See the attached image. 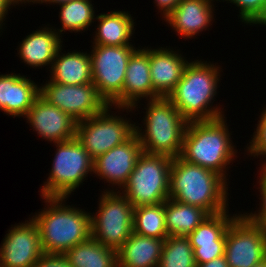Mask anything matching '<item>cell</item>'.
I'll return each instance as SVG.
<instances>
[{"label":"cell","instance_id":"6da1fadb","mask_svg":"<svg viewBox=\"0 0 266 267\" xmlns=\"http://www.w3.org/2000/svg\"><path fill=\"white\" fill-rule=\"evenodd\" d=\"M209 63L199 59L189 61L181 80L167 97L187 122L211 121L225 115L224 108L213 106L221 68Z\"/></svg>","mask_w":266,"mask_h":267},{"label":"cell","instance_id":"7a4b0ae2","mask_svg":"<svg viewBox=\"0 0 266 267\" xmlns=\"http://www.w3.org/2000/svg\"><path fill=\"white\" fill-rule=\"evenodd\" d=\"M228 184L219 174L183 160L173 158L170 170L169 198L206 210L210 215L228 208Z\"/></svg>","mask_w":266,"mask_h":267},{"label":"cell","instance_id":"3957f363","mask_svg":"<svg viewBox=\"0 0 266 267\" xmlns=\"http://www.w3.org/2000/svg\"><path fill=\"white\" fill-rule=\"evenodd\" d=\"M41 198L47 206L34 213L32 219L40 233L43 253L64 254L91 237V213L66 205L68 198Z\"/></svg>","mask_w":266,"mask_h":267},{"label":"cell","instance_id":"277c9868","mask_svg":"<svg viewBox=\"0 0 266 267\" xmlns=\"http://www.w3.org/2000/svg\"><path fill=\"white\" fill-rule=\"evenodd\" d=\"M225 118L188 122L180 157L186 162L214 171L227 181L228 165L237 157V151L231 143V133Z\"/></svg>","mask_w":266,"mask_h":267},{"label":"cell","instance_id":"5b68a950","mask_svg":"<svg viewBox=\"0 0 266 267\" xmlns=\"http://www.w3.org/2000/svg\"><path fill=\"white\" fill-rule=\"evenodd\" d=\"M142 126H135L143 152L176 158L181 155L188 122L167 97L147 101ZM143 131V132H142Z\"/></svg>","mask_w":266,"mask_h":267},{"label":"cell","instance_id":"8992f818","mask_svg":"<svg viewBox=\"0 0 266 267\" xmlns=\"http://www.w3.org/2000/svg\"><path fill=\"white\" fill-rule=\"evenodd\" d=\"M54 145L57 149L52 168L40 196L68 198L86 180L87 174H93V159L76 137Z\"/></svg>","mask_w":266,"mask_h":267},{"label":"cell","instance_id":"52a82bcc","mask_svg":"<svg viewBox=\"0 0 266 267\" xmlns=\"http://www.w3.org/2000/svg\"><path fill=\"white\" fill-rule=\"evenodd\" d=\"M172 159L142 152L127 183L119 191L134 207L165 202L169 198Z\"/></svg>","mask_w":266,"mask_h":267},{"label":"cell","instance_id":"ba28073f","mask_svg":"<svg viewBox=\"0 0 266 267\" xmlns=\"http://www.w3.org/2000/svg\"><path fill=\"white\" fill-rule=\"evenodd\" d=\"M105 189L98 210L91 213V237L100 244L118 250L133 232L134 206L121 193Z\"/></svg>","mask_w":266,"mask_h":267},{"label":"cell","instance_id":"9c48e42d","mask_svg":"<svg viewBox=\"0 0 266 267\" xmlns=\"http://www.w3.org/2000/svg\"><path fill=\"white\" fill-rule=\"evenodd\" d=\"M92 48V84L108 105L123 107V87L128 61L138 48L133 45H92Z\"/></svg>","mask_w":266,"mask_h":267},{"label":"cell","instance_id":"30bf717a","mask_svg":"<svg viewBox=\"0 0 266 267\" xmlns=\"http://www.w3.org/2000/svg\"><path fill=\"white\" fill-rule=\"evenodd\" d=\"M111 108L108 105L101 113L77 122L76 138L93 160L135 134L136 123L115 113L111 115Z\"/></svg>","mask_w":266,"mask_h":267},{"label":"cell","instance_id":"8fae6325","mask_svg":"<svg viewBox=\"0 0 266 267\" xmlns=\"http://www.w3.org/2000/svg\"><path fill=\"white\" fill-rule=\"evenodd\" d=\"M224 255L229 267H253L262 262L266 259V227L238 213L226 230Z\"/></svg>","mask_w":266,"mask_h":267},{"label":"cell","instance_id":"7c38bea8","mask_svg":"<svg viewBox=\"0 0 266 267\" xmlns=\"http://www.w3.org/2000/svg\"><path fill=\"white\" fill-rule=\"evenodd\" d=\"M44 84L40 95L77 122L101 113L108 106L92 83L66 85L49 80Z\"/></svg>","mask_w":266,"mask_h":267},{"label":"cell","instance_id":"4fadbf2b","mask_svg":"<svg viewBox=\"0 0 266 267\" xmlns=\"http://www.w3.org/2000/svg\"><path fill=\"white\" fill-rule=\"evenodd\" d=\"M12 226L0 247L1 267H32L44 254L36 222L29 218Z\"/></svg>","mask_w":266,"mask_h":267},{"label":"cell","instance_id":"5bb4252c","mask_svg":"<svg viewBox=\"0 0 266 267\" xmlns=\"http://www.w3.org/2000/svg\"><path fill=\"white\" fill-rule=\"evenodd\" d=\"M142 152L141 142L134 134L123 144L96 157L93 160V174L100 180L105 179L108 186L111 184L112 187L122 189Z\"/></svg>","mask_w":266,"mask_h":267},{"label":"cell","instance_id":"9a60e30c","mask_svg":"<svg viewBox=\"0 0 266 267\" xmlns=\"http://www.w3.org/2000/svg\"><path fill=\"white\" fill-rule=\"evenodd\" d=\"M41 139L61 143L76 137L75 121L70 115L47 102L41 95L24 116Z\"/></svg>","mask_w":266,"mask_h":267},{"label":"cell","instance_id":"2e32d148","mask_svg":"<svg viewBox=\"0 0 266 267\" xmlns=\"http://www.w3.org/2000/svg\"><path fill=\"white\" fill-rule=\"evenodd\" d=\"M151 82L149 49H137L128 61L123 87V107L113 109L132 112L143 98L147 100L159 98ZM140 99V100H139ZM138 101V102H137Z\"/></svg>","mask_w":266,"mask_h":267},{"label":"cell","instance_id":"e0dca14e","mask_svg":"<svg viewBox=\"0 0 266 267\" xmlns=\"http://www.w3.org/2000/svg\"><path fill=\"white\" fill-rule=\"evenodd\" d=\"M27 76L0 75V110L6 115L24 117L40 95V86Z\"/></svg>","mask_w":266,"mask_h":267},{"label":"cell","instance_id":"ac0fdd59","mask_svg":"<svg viewBox=\"0 0 266 267\" xmlns=\"http://www.w3.org/2000/svg\"><path fill=\"white\" fill-rule=\"evenodd\" d=\"M212 1L181 0L164 20L182 38H194L203 30L206 31L213 23L214 3Z\"/></svg>","mask_w":266,"mask_h":267},{"label":"cell","instance_id":"d6986e66","mask_svg":"<svg viewBox=\"0 0 266 267\" xmlns=\"http://www.w3.org/2000/svg\"><path fill=\"white\" fill-rule=\"evenodd\" d=\"M178 51L170 48H149L151 82L160 97H168L181 80L188 60Z\"/></svg>","mask_w":266,"mask_h":267},{"label":"cell","instance_id":"ffe728a7","mask_svg":"<svg viewBox=\"0 0 266 267\" xmlns=\"http://www.w3.org/2000/svg\"><path fill=\"white\" fill-rule=\"evenodd\" d=\"M48 26V27H47ZM32 31L19 43L18 55L30 67L52 66L57 51L63 45L58 32L47 25Z\"/></svg>","mask_w":266,"mask_h":267},{"label":"cell","instance_id":"44dd1931","mask_svg":"<svg viewBox=\"0 0 266 267\" xmlns=\"http://www.w3.org/2000/svg\"><path fill=\"white\" fill-rule=\"evenodd\" d=\"M164 240L132 232L117 250L118 267H158Z\"/></svg>","mask_w":266,"mask_h":267},{"label":"cell","instance_id":"7402d4cb","mask_svg":"<svg viewBox=\"0 0 266 267\" xmlns=\"http://www.w3.org/2000/svg\"><path fill=\"white\" fill-rule=\"evenodd\" d=\"M62 46L57 51L50 71V81L66 85L92 83L90 53L76 50L62 53Z\"/></svg>","mask_w":266,"mask_h":267},{"label":"cell","instance_id":"603a6c76","mask_svg":"<svg viewBox=\"0 0 266 267\" xmlns=\"http://www.w3.org/2000/svg\"><path fill=\"white\" fill-rule=\"evenodd\" d=\"M98 21L93 45L125 46L133 45L131 36L134 34L135 22L131 14L126 11H111L97 15Z\"/></svg>","mask_w":266,"mask_h":267},{"label":"cell","instance_id":"cb8c5ba5","mask_svg":"<svg viewBox=\"0 0 266 267\" xmlns=\"http://www.w3.org/2000/svg\"><path fill=\"white\" fill-rule=\"evenodd\" d=\"M209 215L206 210L197 206L170 198L165 201V225L168 236H188Z\"/></svg>","mask_w":266,"mask_h":267},{"label":"cell","instance_id":"d4e9b609","mask_svg":"<svg viewBox=\"0 0 266 267\" xmlns=\"http://www.w3.org/2000/svg\"><path fill=\"white\" fill-rule=\"evenodd\" d=\"M63 255L72 267H118L117 250L100 244L93 237Z\"/></svg>","mask_w":266,"mask_h":267},{"label":"cell","instance_id":"484cf974","mask_svg":"<svg viewBox=\"0 0 266 267\" xmlns=\"http://www.w3.org/2000/svg\"><path fill=\"white\" fill-rule=\"evenodd\" d=\"M133 232L141 236L166 239L165 202L135 207Z\"/></svg>","mask_w":266,"mask_h":267},{"label":"cell","instance_id":"4316f807","mask_svg":"<svg viewBox=\"0 0 266 267\" xmlns=\"http://www.w3.org/2000/svg\"><path fill=\"white\" fill-rule=\"evenodd\" d=\"M59 17L61 20V29H55L60 36L62 32L70 31L82 32L86 31L92 25L96 17L95 9L91 0H72L59 4Z\"/></svg>","mask_w":266,"mask_h":267},{"label":"cell","instance_id":"83f0119b","mask_svg":"<svg viewBox=\"0 0 266 267\" xmlns=\"http://www.w3.org/2000/svg\"><path fill=\"white\" fill-rule=\"evenodd\" d=\"M228 210L209 215L187 237L190 244H207L214 241H226V230L237 213L232 216Z\"/></svg>","mask_w":266,"mask_h":267},{"label":"cell","instance_id":"f1b7e54d","mask_svg":"<svg viewBox=\"0 0 266 267\" xmlns=\"http://www.w3.org/2000/svg\"><path fill=\"white\" fill-rule=\"evenodd\" d=\"M158 267H196L194 251L187 236H168L164 240Z\"/></svg>","mask_w":266,"mask_h":267},{"label":"cell","instance_id":"f546056e","mask_svg":"<svg viewBox=\"0 0 266 267\" xmlns=\"http://www.w3.org/2000/svg\"><path fill=\"white\" fill-rule=\"evenodd\" d=\"M263 111L259 116L256 131L253 133L252 140L249 142V146H246L247 153L256 158L264 157L266 160V107H263ZM264 160L260 167H266V161Z\"/></svg>","mask_w":266,"mask_h":267},{"label":"cell","instance_id":"4dcf8cb0","mask_svg":"<svg viewBox=\"0 0 266 267\" xmlns=\"http://www.w3.org/2000/svg\"><path fill=\"white\" fill-rule=\"evenodd\" d=\"M196 264H202L214 258L224 256L225 241H214L207 244H191Z\"/></svg>","mask_w":266,"mask_h":267},{"label":"cell","instance_id":"1f68e13d","mask_svg":"<svg viewBox=\"0 0 266 267\" xmlns=\"http://www.w3.org/2000/svg\"><path fill=\"white\" fill-rule=\"evenodd\" d=\"M259 170H261L259 172V181L257 183H259V192L261 195L260 197V208L259 210L255 213H253L252 211L249 213H245L244 215L252 222V223H256V224H260L264 227H266V167H261Z\"/></svg>","mask_w":266,"mask_h":267},{"label":"cell","instance_id":"d6a6232c","mask_svg":"<svg viewBox=\"0 0 266 267\" xmlns=\"http://www.w3.org/2000/svg\"><path fill=\"white\" fill-rule=\"evenodd\" d=\"M239 8V16L244 24H249L261 11L266 0H222Z\"/></svg>","mask_w":266,"mask_h":267},{"label":"cell","instance_id":"836d02e7","mask_svg":"<svg viewBox=\"0 0 266 267\" xmlns=\"http://www.w3.org/2000/svg\"><path fill=\"white\" fill-rule=\"evenodd\" d=\"M32 267H72L63 254L44 253Z\"/></svg>","mask_w":266,"mask_h":267},{"label":"cell","instance_id":"e575fe53","mask_svg":"<svg viewBox=\"0 0 266 267\" xmlns=\"http://www.w3.org/2000/svg\"><path fill=\"white\" fill-rule=\"evenodd\" d=\"M162 17L165 19L178 5L181 0H154Z\"/></svg>","mask_w":266,"mask_h":267},{"label":"cell","instance_id":"d590c367","mask_svg":"<svg viewBox=\"0 0 266 267\" xmlns=\"http://www.w3.org/2000/svg\"><path fill=\"white\" fill-rule=\"evenodd\" d=\"M13 6L15 5L11 2V0H0V29L1 30H2V26L5 24L3 22L6 19V15H8V11H10V8H12Z\"/></svg>","mask_w":266,"mask_h":267},{"label":"cell","instance_id":"8d00e7d4","mask_svg":"<svg viewBox=\"0 0 266 267\" xmlns=\"http://www.w3.org/2000/svg\"><path fill=\"white\" fill-rule=\"evenodd\" d=\"M196 267H229V266L226 257L224 255L221 257L214 258L213 260L202 264H196Z\"/></svg>","mask_w":266,"mask_h":267},{"label":"cell","instance_id":"74e56055","mask_svg":"<svg viewBox=\"0 0 266 267\" xmlns=\"http://www.w3.org/2000/svg\"><path fill=\"white\" fill-rule=\"evenodd\" d=\"M252 23V24H251ZM253 26V24H259L266 26V1L261 9V11L256 15V17L249 23Z\"/></svg>","mask_w":266,"mask_h":267},{"label":"cell","instance_id":"f35d334b","mask_svg":"<svg viewBox=\"0 0 266 267\" xmlns=\"http://www.w3.org/2000/svg\"><path fill=\"white\" fill-rule=\"evenodd\" d=\"M69 1H72V0H38L37 3L39 4H56V5H59V4H62V3H65V2H69Z\"/></svg>","mask_w":266,"mask_h":267},{"label":"cell","instance_id":"ab89813d","mask_svg":"<svg viewBox=\"0 0 266 267\" xmlns=\"http://www.w3.org/2000/svg\"><path fill=\"white\" fill-rule=\"evenodd\" d=\"M37 1L38 0H11V2L16 6V5H18L19 6V4H25V3H33V4H35V3H37Z\"/></svg>","mask_w":266,"mask_h":267},{"label":"cell","instance_id":"60d3db41","mask_svg":"<svg viewBox=\"0 0 266 267\" xmlns=\"http://www.w3.org/2000/svg\"><path fill=\"white\" fill-rule=\"evenodd\" d=\"M253 267H266V259H264L262 262L256 264Z\"/></svg>","mask_w":266,"mask_h":267}]
</instances>
